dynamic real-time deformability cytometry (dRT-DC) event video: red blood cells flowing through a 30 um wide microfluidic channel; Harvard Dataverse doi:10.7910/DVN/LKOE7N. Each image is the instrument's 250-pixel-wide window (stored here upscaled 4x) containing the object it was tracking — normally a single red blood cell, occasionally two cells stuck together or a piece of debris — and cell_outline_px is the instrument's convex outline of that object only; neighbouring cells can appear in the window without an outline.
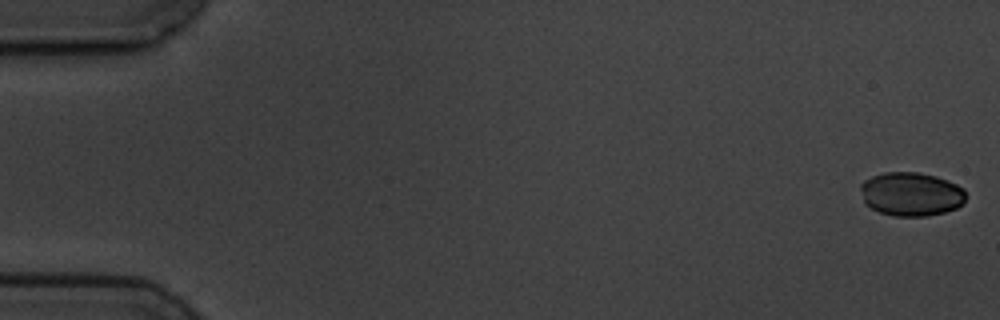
{"species": "common noctule bat (a hibernating species)", "species_latin": "Nyctalus noctula", "temperature_condition": "cold", "stored_images_in_passage": 5, "camera_frame_rate_fps": 3000, "um_per_image_px": 0.085, "animal": {"sex": "male", "body_mass_g": 19.5, "forearm_length_mm": 54.6}, "frame": {"image": 1, "passage_image": 1, "time_ms": 0.0, "image_size_px": [1000, 320], "cell_outline_px": [[964, 204], [956, 208], [944, 212], [928, 216], [892, 216], [880, 212], [864, 204], [860, 188], [860, 184], [864, 180], [872, 176], [884, 172], [920, 172], [936, 176], [948, 180], [964, 188]], "centroid_in_image_um": [77.43, 16.49], "position_along_channel_um": 7.6, "area_um2": 27.11}}
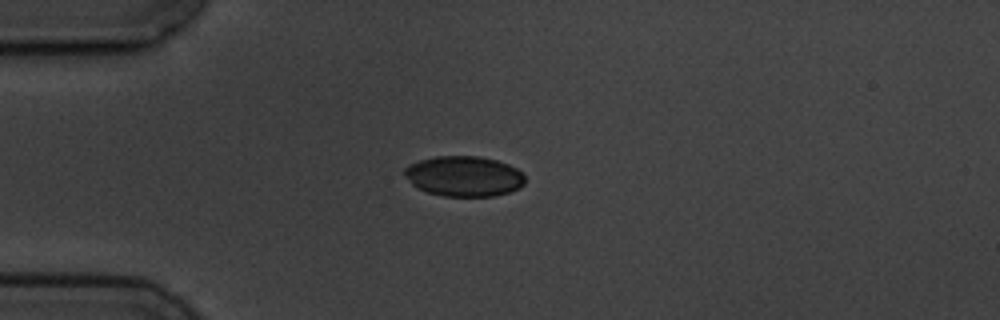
{"frame": {"image": 2, "passage_image": 5, "time_ms": 4.667, "image_size_px": [1000, 320], "cell_outline_px": [[524, 184], [520, 188], [496, 196], [444, 196], [428, 192], [412, 184], [404, 172], [404, 168], [408, 164], [420, 160], [436, 156], [480, 156], [496, 160], [508, 164], [524, 172]], "centroid_in_image_um": [39.47, 14.97], "position_along_channel_um": 45.5, "area_um2": 28.32}}